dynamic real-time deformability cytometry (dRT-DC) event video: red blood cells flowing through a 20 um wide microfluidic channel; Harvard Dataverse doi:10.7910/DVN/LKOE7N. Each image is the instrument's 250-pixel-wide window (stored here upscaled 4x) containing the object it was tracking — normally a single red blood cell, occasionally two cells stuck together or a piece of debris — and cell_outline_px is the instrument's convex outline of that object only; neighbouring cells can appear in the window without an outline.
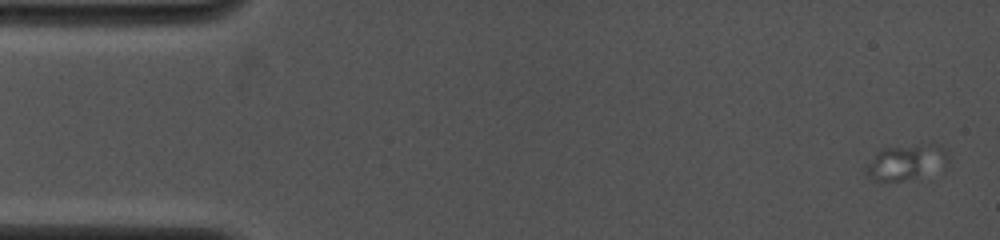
{"species": "common noctule bat (a hibernating species)", "species_latin": "Nyctalus noctula", "temperature_condition": "cold", "stored_images_in_passage": 15, "camera_frame_rate_fps": 4000, "um_per_image_px": 0.085, "animal": {"sex": "female", "body_mass_g": 19.0, "forearm_length_mm": 53.3}, "frame": {"image": 1, "passage_image": 1, "time_ms": 0.0, "image_size_px": [1000, 240], "cell_outline_px": [[948, 164], [944, 172], [900, 180], [876, 180], [868, 176], [864, 168], [864, 164], [884, 148], [928, 144], [936, 144], [944, 148], [948, 152]], "centroid_in_image_um": [77.12, 13.8], "position_along_channel_um": 7.9, "area_um2": 17.22}}
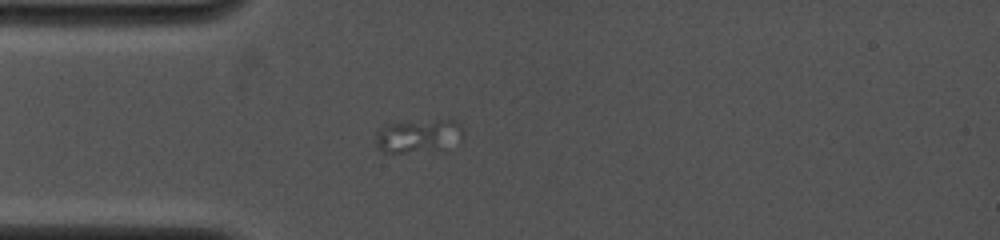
{"frame": {"image": 2, "passage_image": 9, "time_ms": 4.0, "image_size_px": [1000, 240], "cell_outline_px": [[464, 140], [436, 148], [404, 152], [380, 152], [376, 148], [376, 132], [384, 124], [440, 120], [456, 120], [460, 124], [464, 132]], "centroid_in_image_um": [35.54, 11.53], "position_along_channel_um": 49.5, "area_um2": 16.65}}